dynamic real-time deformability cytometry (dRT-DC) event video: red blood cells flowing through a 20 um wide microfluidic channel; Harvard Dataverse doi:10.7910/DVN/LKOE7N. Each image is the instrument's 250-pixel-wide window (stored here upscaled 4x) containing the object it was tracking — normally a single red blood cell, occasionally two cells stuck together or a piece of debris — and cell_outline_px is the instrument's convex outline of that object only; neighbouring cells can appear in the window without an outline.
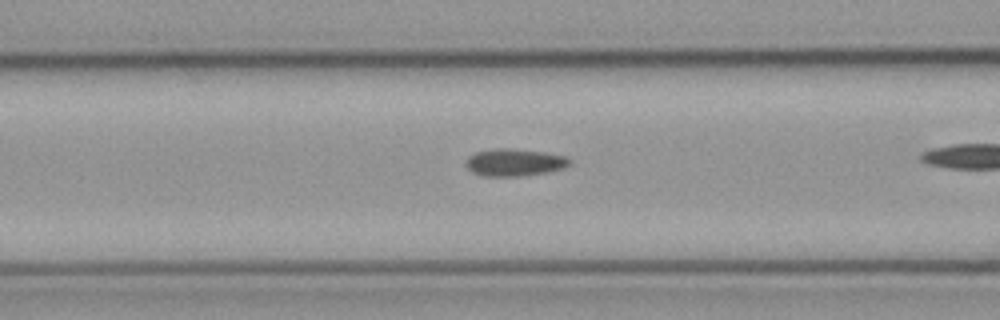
{"species": "common noctule bat (a hibernating species)", "species_latin": "Nyctalus noctula", "temperature_condition": "cold", "stored_images_in_passage": 38, "camera_frame_rate_fps": 3000, "um_per_image_px": 0.085, "animal": {"sex": "male", "body_mass_g": 23.1, "forearm_length_mm": 52.7}, "frame": {"image": 1, "passage_image": 16, "time_ms": 5.0, "image_size_px": [1000, 320], "cell_outline_px": [[572, 164], [564, 168], [544, 172], [520, 176], [484, 176], [472, 172], [464, 164], [468, 156], [476, 152], [496, 148], [508, 148], [544, 152], [564, 156], [572, 160]], "centroid_in_image_um": [43.72, 13.8], "position_along_channel_um": 122.9, "area_um2": 16.47}}
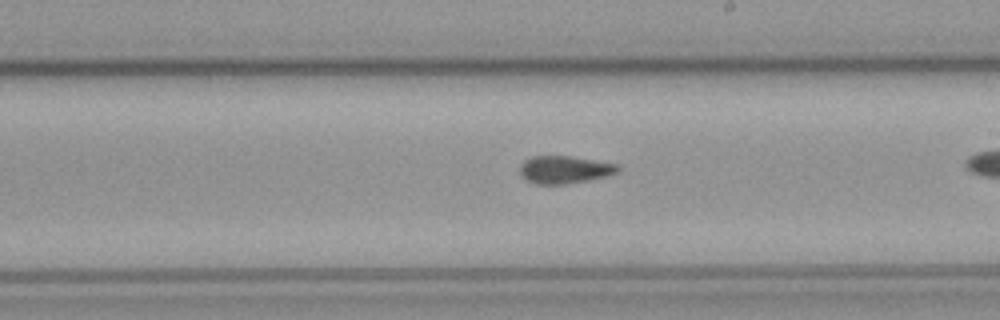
{"frame": {"image": 2, "passage_image": 26, "time_ms": 8.333, "image_size_px": [1000, 320], "cell_outline_px": [[620, 172], [588, 180], [564, 184], [536, 184], [520, 176], [520, 164], [524, 160], [532, 156], [568, 156], [616, 164], [620, 168]], "centroid_in_image_um": [47.94, 14.42], "position_along_channel_um": 241.1, "area_um2": 15.61}}
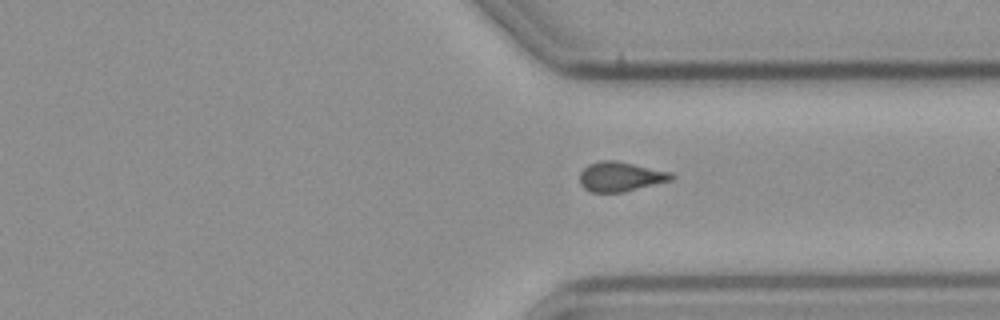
{"frame": {"image": 3, "passage_image": 36, "time_ms": 11.667, "image_size_px": [1000, 320], "cell_outline_px": [[676, 176], [672, 180], [624, 192], [592, 192], [584, 188], [580, 184], [580, 172], [588, 164], [600, 160], [616, 160], [672, 172]], "centroid_in_image_um": [52.75, 15.0], "position_along_channel_um": 358.6, "area_um2": 15.95}}